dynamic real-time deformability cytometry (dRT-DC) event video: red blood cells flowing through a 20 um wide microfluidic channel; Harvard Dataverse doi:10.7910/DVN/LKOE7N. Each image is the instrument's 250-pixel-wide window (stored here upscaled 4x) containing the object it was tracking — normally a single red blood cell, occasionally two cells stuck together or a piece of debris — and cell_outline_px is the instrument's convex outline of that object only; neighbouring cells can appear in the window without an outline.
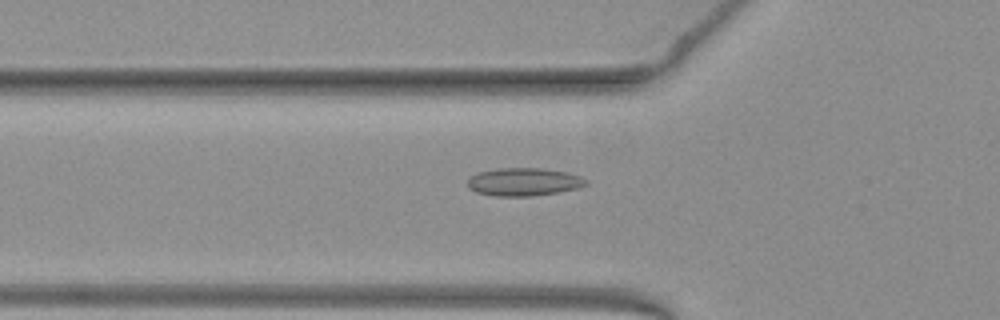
{"species": "common noctule bat (a hibernating species)", "species_latin": "Nyctalus noctula", "temperature_condition": "warm", "stored_images_in_passage": 38, "camera_frame_rate_fps": 3000, "um_per_image_px": 0.085, "animal": {"sex": "female", "body_mass_g": 19.3, "forearm_length_mm": 54.1}, "frame": {"image": 1, "passage_image": 9, "time_ms": 2.667, "image_size_px": [1000, 320], "cell_outline_px": [[588, 184], [576, 188], [560, 192], [532, 196], [496, 196], [476, 192], [468, 188], [468, 180], [476, 172], [500, 168], [540, 168], [564, 172], [580, 176], [588, 180]], "centroid_in_image_um": [44.51, 15.46], "position_along_channel_um": 81.3, "area_um2": 19.25}}
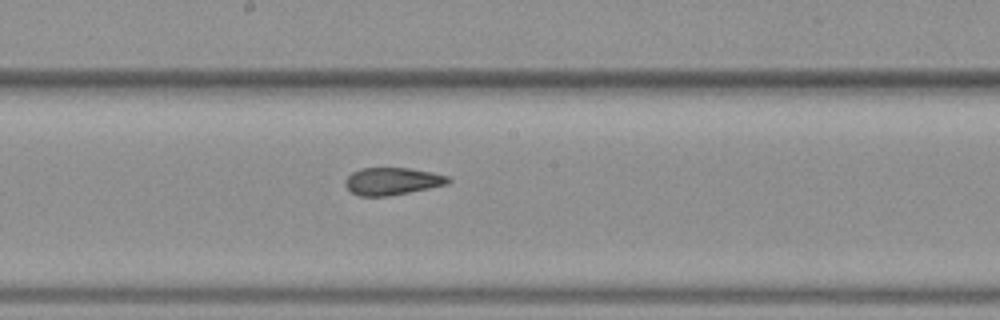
{"frame": {"image": 2, "passage_image": 19, "time_ms": 6.0, "image_size_px": [1000, 320], "cell_outline_px": [[452, 180], [448, 184], [388, 196], [360, 196], [352, 192], [344, 184], [344, 180], [352, 172], [360, 168], [408, 168], [432, 172], [448, 176]], "centroid_in_image_um": [33.33, 15.4], "position_along_channel_um": 214.9, "area_um2": 16.36}}
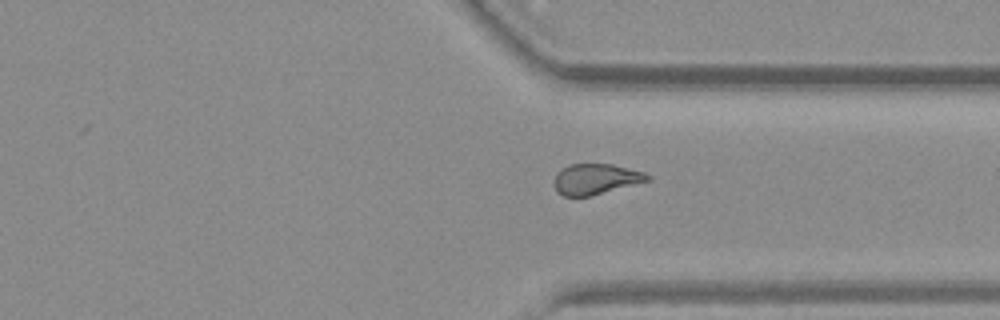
{"frame": {"image": 3, "passage_image": 30, "time_ms": 9.667, "image_size_px": [1000, 320], "cell_outline_px": [[652, 176], [648, 180], [588, 196], [564, 196], [556, 192], [552, 180], [556, 172], [560, 168], [568, 164], [612, 164], [644, 172]], "centroid_in_image_um": [50.54, 15.2], "position_along_channel_um": 360.9, "area_um2": 16.59}, "authors_computed_cell_mechanics": {"area_um2": 17.1955, "velocity_mm_per_s": 3.9846, "shape_relaxation_time_tau1_ms": null, "shape_relaxation_time_tau2_ms": 1.7355, "deformation_change_tau1": null, "deformation_change_tau2": 0.082}}